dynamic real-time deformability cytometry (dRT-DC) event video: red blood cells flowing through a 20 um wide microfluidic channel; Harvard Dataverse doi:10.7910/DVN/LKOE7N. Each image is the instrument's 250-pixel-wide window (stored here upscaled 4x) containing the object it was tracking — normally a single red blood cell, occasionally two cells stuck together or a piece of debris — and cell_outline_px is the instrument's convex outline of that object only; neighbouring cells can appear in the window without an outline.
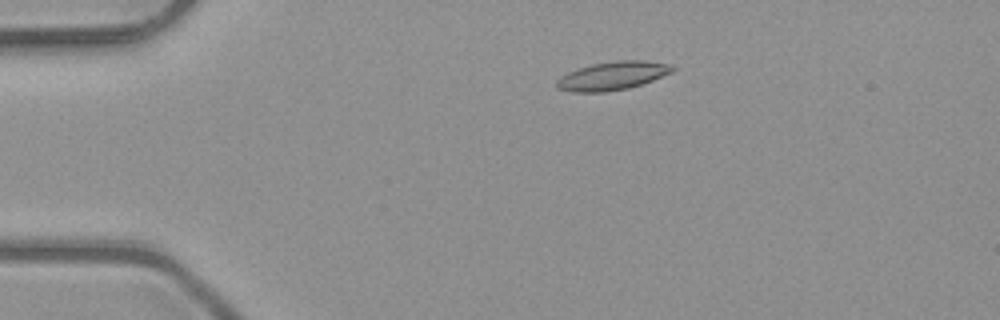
{"species": "common noctule bat (a hibernating species)", "species_latin": "Nyctalus noctula", "temperature_condition": "room temperature", "stored_images_in_passage": 8, "camera_frame_rate_fps": 3000, "um_per_image_px": 0.085, "animal": {"sex": "male", "body_mass_g": 23.1, "forearm_length_mm": 52.7}, "frame": {"image": 1, "passage_image": 4, "time_ms": 1.0, "image_size_px": [1000, 320], "cell_outline_px": [[676, 68], [672, 72], [652, 80], [628, 88], [604, 92], [572, 92], [556, 88], [556, 80], [560, 76], [576, 68], [592, 64], [616, 60], [644, 60], [668, 64]], "centroid_in_image_um": [52.01, 6.44], "position_along_channel_um": 33.0, "area_um2": 19.19}}
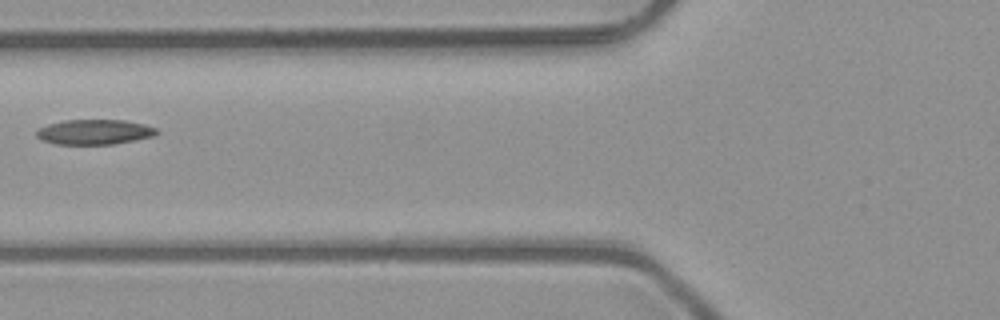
{"frame": {"image": 2, "passage_image": 6, "time_ms": 1.667, "image_size_px": [1000, 320], "cell_outline_px": [[160, 132], [152, 136], [116, 144], [56, 144], [40, 140], [36, 136], [36, 128], [48, 124], [64, 120], [124, 120], [144, 124], [156, 128]], "centroid_in_image_um": [7.99, 11.22], "position_along_channel_um": 117.8, "area_um2": 17.63}}
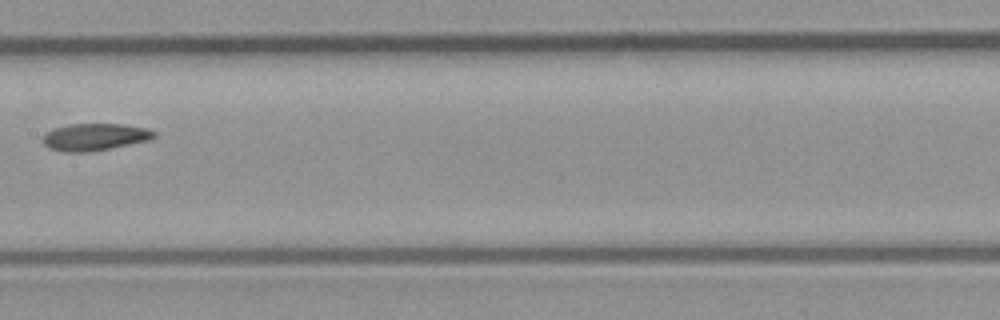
{"frame": {"image": 3, "passage_image": 8, "time_ms": 2.333, "image_size_px": [1000, 320], "cell_outline_px": [[156, 136], [148, 140], [88, 152], [64, 152], [48, 148], [44, 144], [44, 136], [52, 128], [72, 124], [124, 124], [144, 128], [156, 132]], "centroid_in_image_um": [8.03, 11.64], "position_along_channel_um": 199.4, "area_um2": 17.28}}